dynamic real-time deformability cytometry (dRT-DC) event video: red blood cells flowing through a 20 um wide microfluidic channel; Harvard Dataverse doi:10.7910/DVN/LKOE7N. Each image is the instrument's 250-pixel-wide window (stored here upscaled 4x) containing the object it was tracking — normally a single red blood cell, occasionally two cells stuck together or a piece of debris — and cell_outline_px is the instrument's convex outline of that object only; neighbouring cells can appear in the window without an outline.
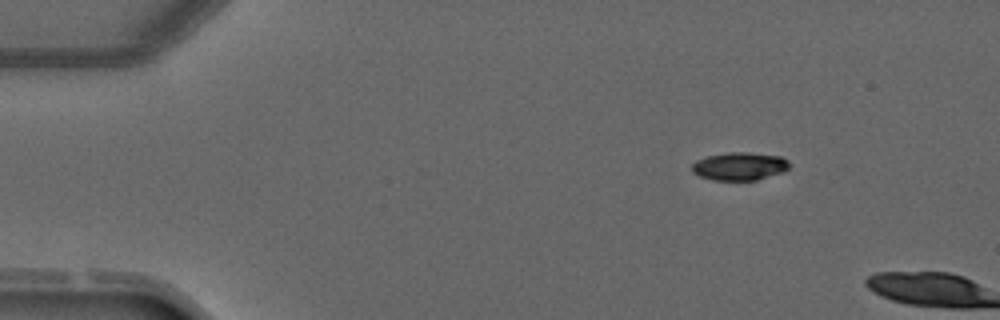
{"species": "common noctule bat (a hibernating species)", "species_latin": "Nyctalus noctula", "temperature_condition": "warm", "stored_images_in_passage": 2, "camera_frame_rate_fps": 3000, "um_per_image_px": 0.085, "animal": {"sex": "male", "forearm_length_mm": 52.5}, "frame": {"image": 1, "passage_image": 1, "time_ms": 0.0, "image_size_px": [1000, 320], "cell_outline_px": [[788, 168], [784, 172], [756, 180], [712, 180], [700, 176], [692, 172], [692, 164], [696, 160], [708, 156], [728, 152], [748, 152], [780, 156], [788, 160]], "centroid_in_image_um": [62.86, 14.13], "position_along_channel_um": 22.1, "area_um2": 15.9}}